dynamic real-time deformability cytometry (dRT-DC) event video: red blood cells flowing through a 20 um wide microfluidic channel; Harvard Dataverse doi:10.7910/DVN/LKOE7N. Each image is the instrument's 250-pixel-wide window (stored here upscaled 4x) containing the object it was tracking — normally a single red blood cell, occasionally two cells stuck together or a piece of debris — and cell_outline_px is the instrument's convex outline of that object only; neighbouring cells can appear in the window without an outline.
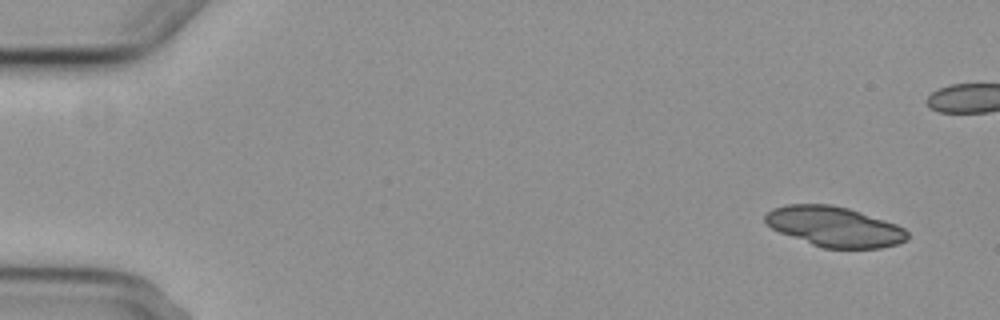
{"species": "common noctule bat (a hibernating species)", "species_latin": "Nyctalus noctula", "temperature_condition": "cold", "stored_images_in_passage": 8, "camera_frame_rate_fps": 3000, "um_per_image_px": 0.085, "animal": {"sex": "female", "body_mass_g": 29.2, "forearm_length_mm": 56.3}, "frame": {"image": 1, "passage_image": 1, "time_ms": 0.0, "image_size_px": [1000, 320], "cell_outline_px": [[908, 240], [896, 244], [880, 248], [824, 248], [812, 244], [780, 232], [764, 224], [764, 216], [772, 208], [784, 204], [832, 204], [848, 208], [896, 224], [904, 228], [908, 232]], "centroid_in_image_um": [70.91, 19.25], "position_along_channel_um": 14.1, "area_um2": 33.18}}
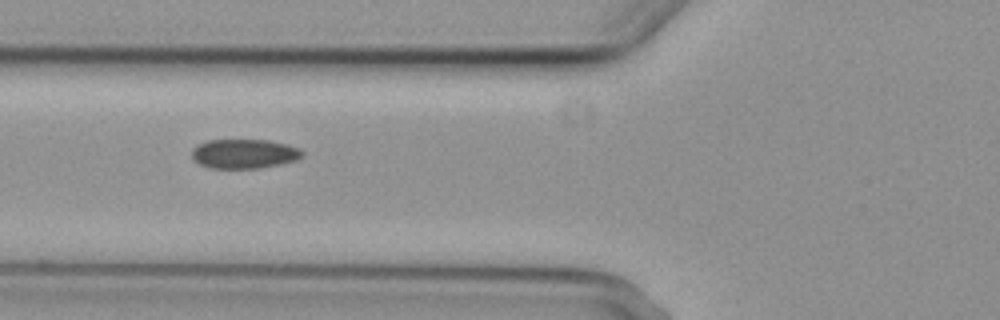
{"frame": {"image": 2, "passage_image": 7, "time_ms": 8.0, "image_size_px": [1000, 320], "cell_outline_px": [[304, 156], [296, 160], [280, 164], [260, 168], [208, 168], [200, 164], [192, 156], [192, 148], [196, 144], [208, 140], [268, 140], [288, 144], [300, 148], [304, 152]], "centroid_in_image_um": [20.78, 13.06], "position_along_channel_um": 105.0, "area_um2": 19.07}}
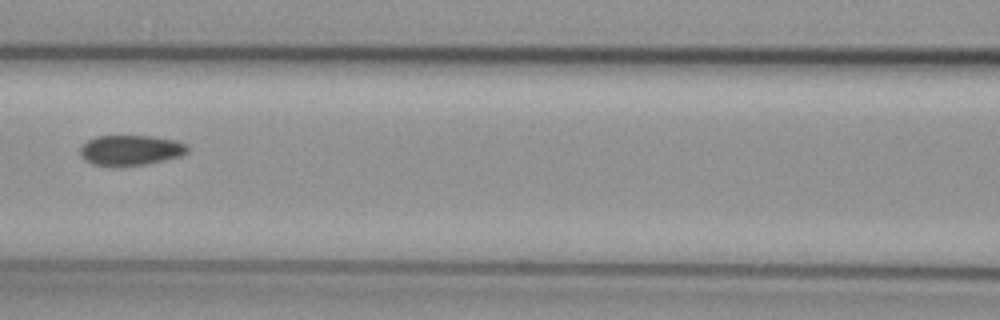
{"frame": {"image": 3, "passage_image": 8, "time_ms": 9.333, "image_size_px": [1000, 320], "cell_outline_px": [[188, 152], [180, 156], [144, 164], [120, 168], [112, 168], [92, 164], [84, 160], [80, 156], [80, 148], [88, 140], [96, 136], [152, 136], [180, 140], [188, 144]], "centroid_in_image_um": [11.09, 12.78], "position_along_channel_um": 155.5, "area_um2": 19.48}}